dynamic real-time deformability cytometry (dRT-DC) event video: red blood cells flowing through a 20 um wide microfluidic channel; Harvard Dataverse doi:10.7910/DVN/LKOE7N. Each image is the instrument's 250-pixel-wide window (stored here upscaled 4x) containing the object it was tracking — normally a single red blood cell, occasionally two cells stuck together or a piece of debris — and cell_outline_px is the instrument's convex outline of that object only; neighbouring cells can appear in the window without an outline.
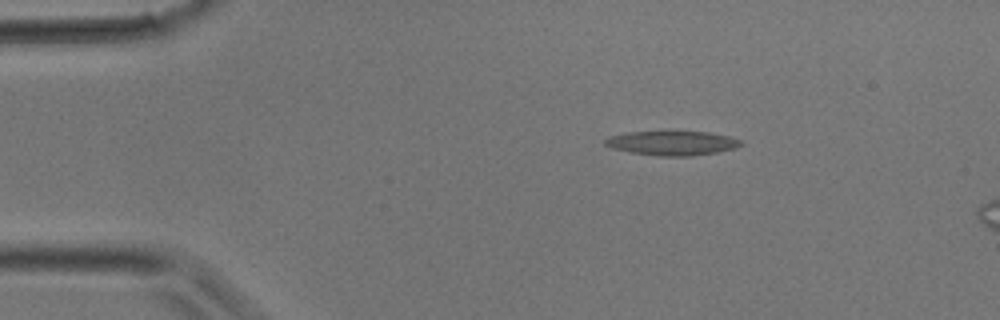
{"species": "common noctule bat (a hibernating species)", "species_latin": "Nyctalus noctula", "temperature_condition": "room temperature", "stored_images_in_passage": 4, "camera_frame_rate_fps": 3000, "um_per_image_px": 0.085, "animal": {"sex": "male", "body_mass_g": 17.9}, "frame": {"image": 1, "passage_image": 2, "time_ms": 0.333, "image_size_px": [1000, 320], "cell_outline_px": [[744, 144], [736, 148], [716, 152], [692, 156], [656, 156], [632, 152], [612, 148], [604, 144], [604, 140], [608, 136], [628, 132], [708, 132], [728, 136], [744, 140]], "centroid_in_image_um": [57.16, 12.17], "position_along_channel_um": 27.8, "area_um2": 19.25}}